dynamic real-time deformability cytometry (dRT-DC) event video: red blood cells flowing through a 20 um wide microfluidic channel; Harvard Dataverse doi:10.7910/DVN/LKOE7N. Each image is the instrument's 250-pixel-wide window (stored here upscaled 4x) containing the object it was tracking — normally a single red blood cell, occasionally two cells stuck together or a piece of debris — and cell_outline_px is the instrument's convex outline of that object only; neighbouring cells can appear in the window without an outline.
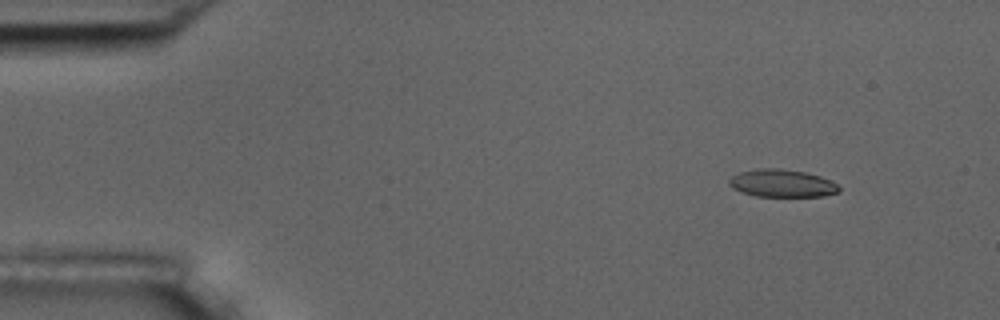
{"species": "common noctule bat (a hibernating species)", "species_latin": "Nyctalus noctula", "temperature_condition": "room temperature", "stored_images_in_passage": 55, "camera_frame_rate_fps": 3000, "um_per_image_px": 0.085, "animal": {"sex": "male", "body_mass_g": 17.5, "forearm_length_mm": 52.3}, "frame": {"image": 1, "passage_image": 6, "time_ms": 1.667, "image_size_px": [1000, 320], "cell_outline_px": [[840, 192], [824, 196], [756, 196], [732, 188], [728, 184], [728, 180], [732, 176], [740, 172], [756, 168], [780, 168], [804, 172], [820, 176], [836, 184], [840, 188]], "centroid_in_image_um": [66.45, 15.57], "position_along_channel_um": 18.5, "area_um2": 17.63}}
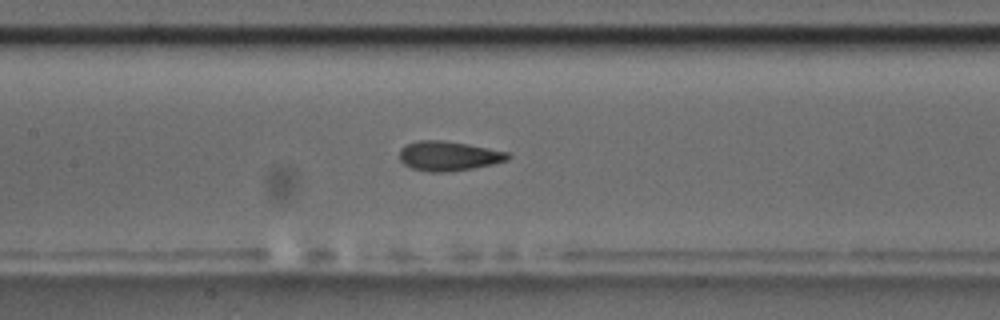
{"frame": {"image": 2, "passage_image": 26, "time_ms": 8.333, "image_size_px": [1000, 320], "cell_outline_px": [[512, 156], [508, 160], [492, 164], [452, 172], [428, 172], [412, 168], [404, 164], [400, 160], [400, 148], [408, 144], [420, 140], [440, 140], [468, 144], [508, 152]], "centroid_in_image_um": [38.14, 13.26], "position_along_channel_um": 169.3, "area_um2": 18.67}}
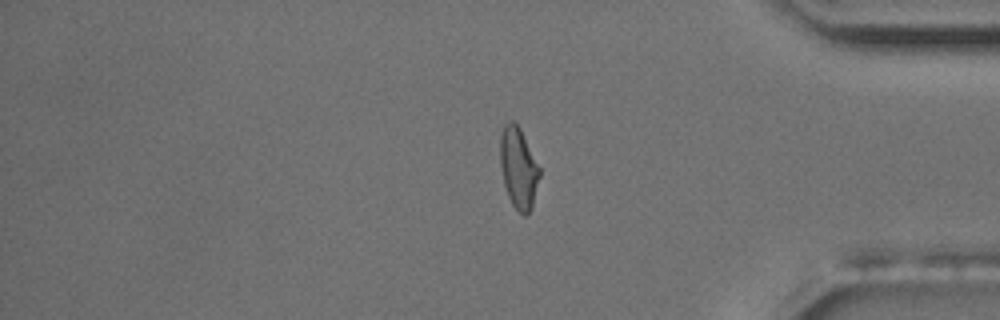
{"frame": {"image": 3, "passage_image": 46, "time_ms": 15.0, "image_size_px": [1000, 320], "cell_outline_px": [[540, 176], [532, 208], [524, 216], [512, 204], [508, 196], [504, 184], [500, 164], [500, 136], [504, 124], [508, 120], [512, 120], [520, 128], [540, 168]], "centroid_in_image_um": [44.07, 14.26], "position_along_channel_um": 391.1, "area_um2": 18.55}, "authors_computed_cell_mechanics": {"area_um2": 18.3804, "velocity_mm_per_s": 3.6562, "shape_relaxation_time_tau1_ms": 3.643, "shape_relaxation_time_tau2_ms": 1.0871, "deformation_change_tau1": 0.1397, "deformation_change_tau2": 0.0711}}